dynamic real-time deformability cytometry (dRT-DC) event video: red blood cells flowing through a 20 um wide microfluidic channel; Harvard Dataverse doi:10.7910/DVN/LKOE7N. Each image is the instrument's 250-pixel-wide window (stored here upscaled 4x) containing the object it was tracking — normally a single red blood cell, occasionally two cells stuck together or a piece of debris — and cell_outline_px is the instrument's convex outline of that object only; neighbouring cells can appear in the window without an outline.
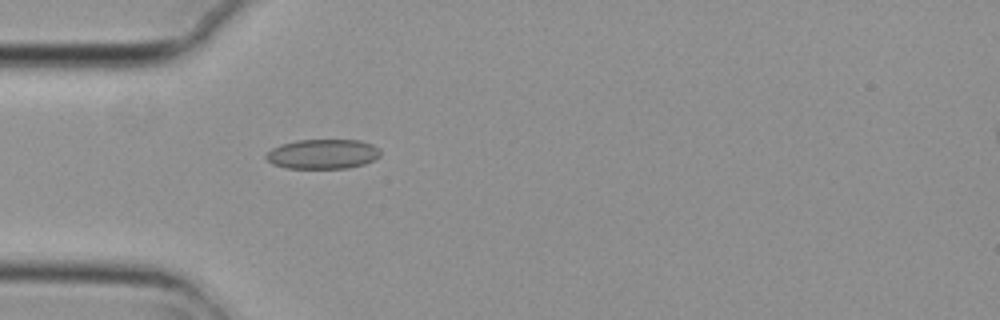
{"species": "common noctule bat (a hibernating species)", "species_latin": "Nyctalus noctula", "temperature_condition": "cold", "stored_images_in_passage": 4, "camera_frame_rate_fps": 3000, "um_per_image_px": 0.085, "animal": {"sex": "female", "body_mass_g": 29.2, "forearm_length_mm": 56.3}, "frame": {"image": 1, "passage_image": 4, "time_ms": 1.0, "image_size_px": [1000, 320], "cell_outline_px": [[380, 156], [364, 164], [348, 168], [284, 168], [272, 164], [264, 156], [272, 148], [280, 144], [296, 140], [360, 140], [372, 144], [380, 148]], "centroid_in_image_um": [27.42, 13.09], "position_along_channel_um": 57.6, "area_um2": 19.88}}